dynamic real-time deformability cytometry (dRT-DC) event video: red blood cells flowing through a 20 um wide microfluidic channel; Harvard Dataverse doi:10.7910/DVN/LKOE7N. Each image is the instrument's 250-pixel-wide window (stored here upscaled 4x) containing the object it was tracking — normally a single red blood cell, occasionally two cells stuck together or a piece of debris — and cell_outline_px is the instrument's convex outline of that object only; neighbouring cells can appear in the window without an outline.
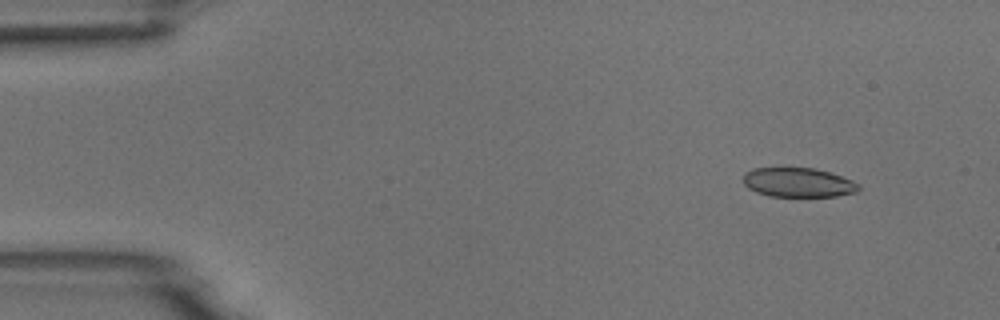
{"species": "common noctule bat (a hibernating species)", "species_latin": "Nyctalus noctula", "temperature_condition": "room temperature", "stored_images_in_passage": 5, "camera_frame_rate_fps": 3000, "um_per_image_px": 0.085, "animal": {"sex": "male", "body_mass_g": 18.8}, "frame": {"image": 1, "passage_image": 2, "time_ms": 1.333, "image_size_px": [1000, 320], "cell_outline_px": [[860, 188], [856, 192], [836, 196], [768, 196], [756, 192], [748, 188], [744, 184], [744, 172], [756, 168], [816, 168], [852, 180], [860, 184]], "centroid_in_image_um": [67.84, 15.51], "position_along_channel_um": 17.2, "area_um2": 19.65}}
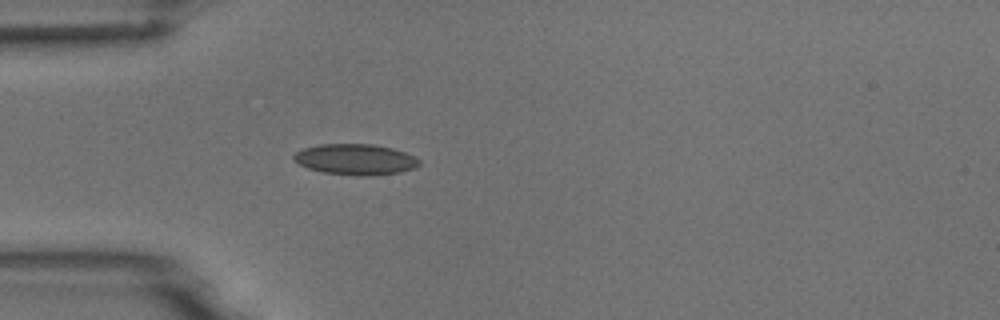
{"frame": {"image": 2, "passage_image": 5, "time_ms": 4.667, "image_size_px": [1000, 320], "cell_outline_px": [[420, 164], [416, 168], [400, 172], [368, 176], [356, 176], [324, 172], [308, 168], [292, 160], [292, 156], [296, 152], [304, 148], [320, 144], [372, 144], [392, 148], [404, 152], [420, 160]], "centroid_in_image_um": [30.21, 13.55], "position_along_channel_um": 54.8, "area_um2": 22.54}}